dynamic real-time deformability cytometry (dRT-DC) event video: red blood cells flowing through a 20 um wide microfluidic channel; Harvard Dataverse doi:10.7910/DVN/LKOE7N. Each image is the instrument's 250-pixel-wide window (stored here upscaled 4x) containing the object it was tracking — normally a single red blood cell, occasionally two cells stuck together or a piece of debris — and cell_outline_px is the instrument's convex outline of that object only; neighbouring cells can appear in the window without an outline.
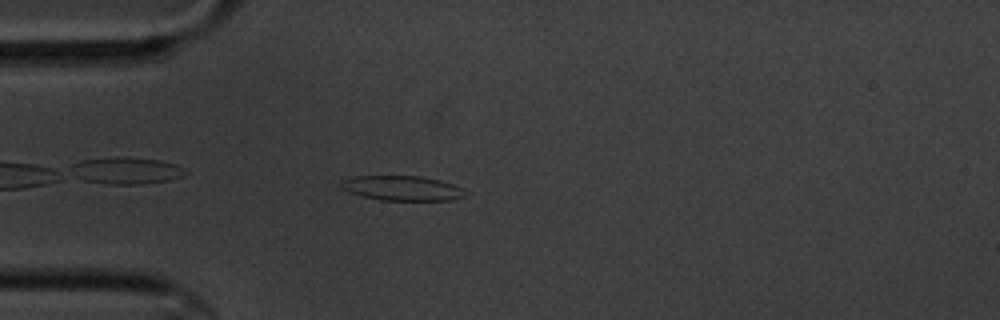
{"species": "common noctule bat (a hibernating species)", "species_latin": "Nyctalus noctula", "temperature_condition": "cold", "stored_images_in_passage": 1, "camera_frame_rate_fps": 3000, "um_per_image_px": 0.085, "animal": {"sex": "male", "body_mass_g": 20.1, "forearm_length_mm": 53.5}, "frame": {"image": 1, "passage_image": 1, "time_ms": 0.0, "image_size_px": [1000, 320], "cell_outline_px": [[468, 192], [464, 196], [452, 200], [380, 200], [364, 196], [340, 188], [340, 180], [356, 176], [420, 176], [440, 180], [464, 188]], "centroid_in_image_um": [34.21, 15.99], "position_along_channel_um": 50.8, "area_um2": 17.92}}